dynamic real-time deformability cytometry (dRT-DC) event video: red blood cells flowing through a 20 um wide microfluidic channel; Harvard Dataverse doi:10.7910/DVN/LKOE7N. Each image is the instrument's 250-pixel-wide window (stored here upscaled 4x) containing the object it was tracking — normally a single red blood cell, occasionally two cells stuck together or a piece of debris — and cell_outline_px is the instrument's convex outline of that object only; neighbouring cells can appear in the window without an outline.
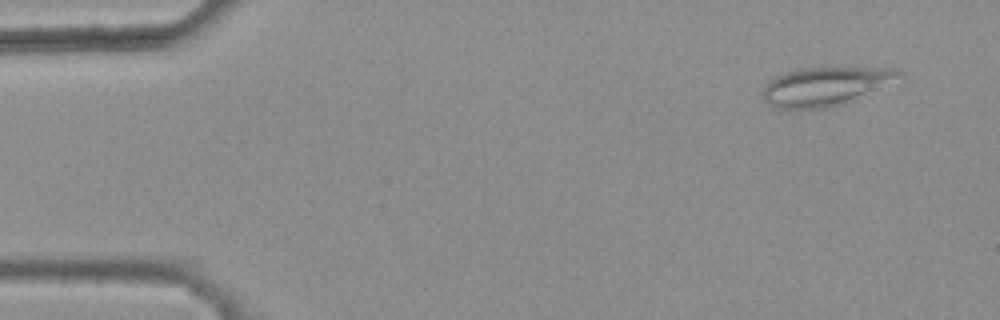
{"species": "common noctule bat (a hibernating species)", "species_latin": "Nyctalus noctula", "temperature_condition": "warm", "stored_images_in_passage": 30, "camera_frame_rate_fps": 3000, "um_per_image_px": 0.085, "animal": {"sex": "female", "body_mass_g": 25.1}, "frame": {"image": 1, "passage_image": 4, "time_ms": 1.0, "image_size_px": [1000, 320], "cell_outline_px": [[904, 76], [840, 104], [824, 108], [780, 108], [764, 100], [764, 84], [776, 76], [784, 72], [796, 68], [828, 64], [892, 68], [904, 72]], "centroid_in_image_um": [70.16, 7.23], "position_along_channel_um": 14.8, "area_um2": 31.1}}
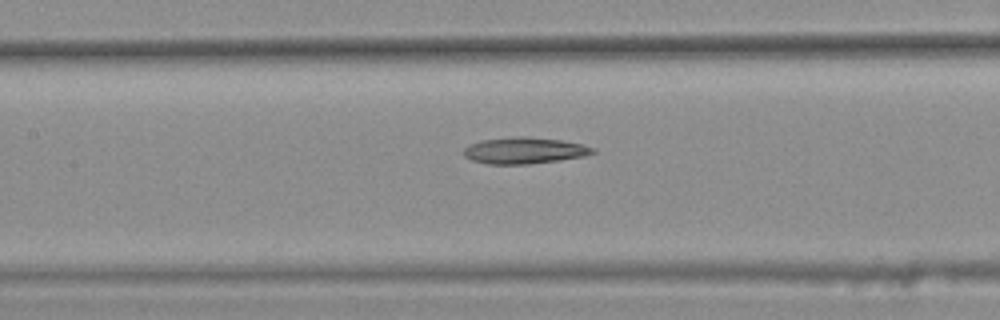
{"frame": {"image": 2, "passage_image": 24, "time_ms": 7.667, "image_size_px": [1000, 320], "cell_outline_px": [[596, 152], [584, 156], [560, 160], [528, 164], [488, 164], [472, 160], [464, 156], [464, 148], [468, 144], [484, 140], [516, 136], [528, 136], [560, 140], [580, 144], [596, 148]], "centroid_in_image_um": [44.57, 12.79], "position_along_channel_um": 162.8, "area_um2": 19.83}}
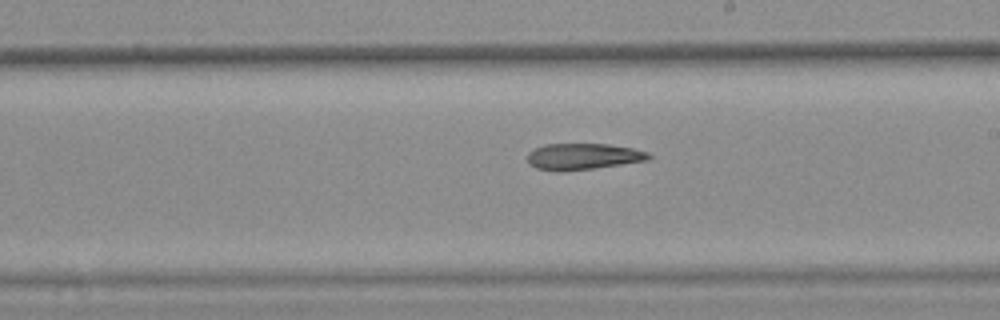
{"frame": {"image": 3, "passage_image": 30, "time_ms": 9.667, "image_size_px": [1000, 320], "cell_outline_px": [[652, 156], [648, 160], [592, 168], [560, 172], [556, 172], [536, 168], [528, 164], [528, 152], [544, 144], [608, 144], [632, 148], [648, 152]], "centroid_in_image_um": [49.52, 13.3], "position_along_channel_um": 239.5, "area_um2": 18.55}}